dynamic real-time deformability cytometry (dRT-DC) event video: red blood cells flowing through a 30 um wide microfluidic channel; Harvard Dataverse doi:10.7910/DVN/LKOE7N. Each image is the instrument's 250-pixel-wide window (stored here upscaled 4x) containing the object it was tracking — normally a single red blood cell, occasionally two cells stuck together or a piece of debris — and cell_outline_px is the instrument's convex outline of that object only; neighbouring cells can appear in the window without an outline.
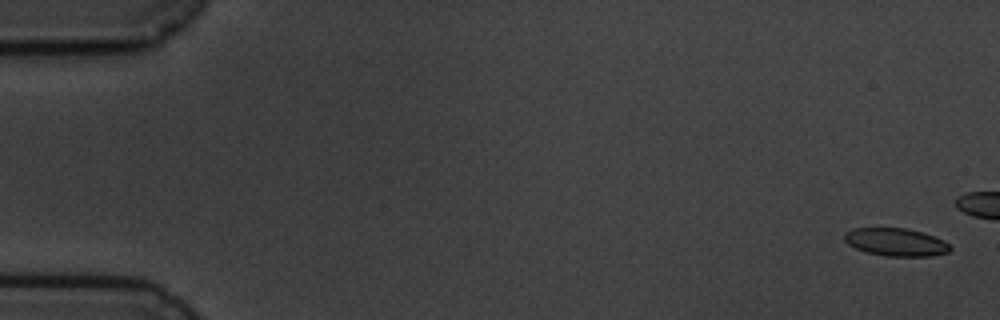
{"species": "common noctule bat (a hibernating species)", "species_latin": "Nyctalus noctula", "temperature_condition": "cold", "stored_images_in_passage": 5, "camera_frame_rate_fps": 3000, "um_per_image_px": 0.085, "animal": {"sex": "male", "body_mass_g": 19.5, "forearm_length_mm": 54.6}, "frame": {"image": 1, "passage_image": 1, "time_ms": 0.0, "image_size_px": [1000, 320], "cell_outline_px": [[952, 248], [948, 252], [932, 256], [884, 256], [868, 252], [856, 248], [848, 244], [844, 240], [844, 232], [852, 228], [908, 228], [924, 232], [944, 240]], "centroid_in_image_um": [76.15, 20.57], "position_along_channel_um": 8.8, "area_um2": 17.28}}